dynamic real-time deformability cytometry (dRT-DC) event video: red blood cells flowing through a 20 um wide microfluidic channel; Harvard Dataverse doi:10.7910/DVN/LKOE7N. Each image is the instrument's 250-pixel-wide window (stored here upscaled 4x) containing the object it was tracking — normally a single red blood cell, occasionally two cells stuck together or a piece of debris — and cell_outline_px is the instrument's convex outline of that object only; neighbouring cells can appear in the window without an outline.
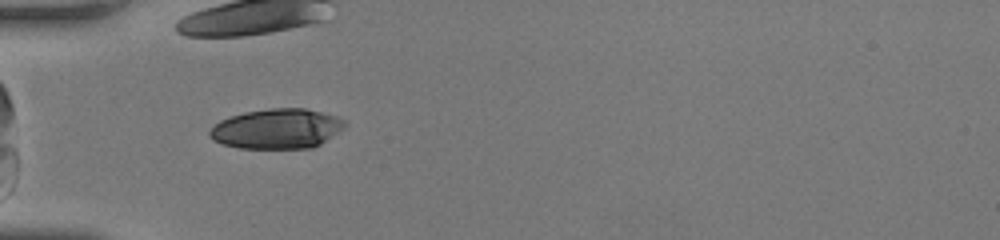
{"species": "human", "species_latin": "Homo sapiens", "temperature_condition": "room temperature", "stored_images_in_passage": 11, "camera_frame_rate_fps": 3000, "um_per_image_px": 0.085, "donor": {"sex": "female"}, "frame": {"image": 1, "passage_image": 4, "time_ms": 1.0, "image_size_px": [1000, 240], "cell_outline_px": [[348, 124], [344, 128], [320, 144], [312, 148], [240, 148], [224, 144], [212, 140], [208, 136], [208, 132], [220, 120], [244, 112], [272, 108], [304, 108], [336, 116], [344, 120]], "centroid_in_image_um": [23.54, 10.94], "position_along_channel_um": 61.5, "area_um2": 31.33}}